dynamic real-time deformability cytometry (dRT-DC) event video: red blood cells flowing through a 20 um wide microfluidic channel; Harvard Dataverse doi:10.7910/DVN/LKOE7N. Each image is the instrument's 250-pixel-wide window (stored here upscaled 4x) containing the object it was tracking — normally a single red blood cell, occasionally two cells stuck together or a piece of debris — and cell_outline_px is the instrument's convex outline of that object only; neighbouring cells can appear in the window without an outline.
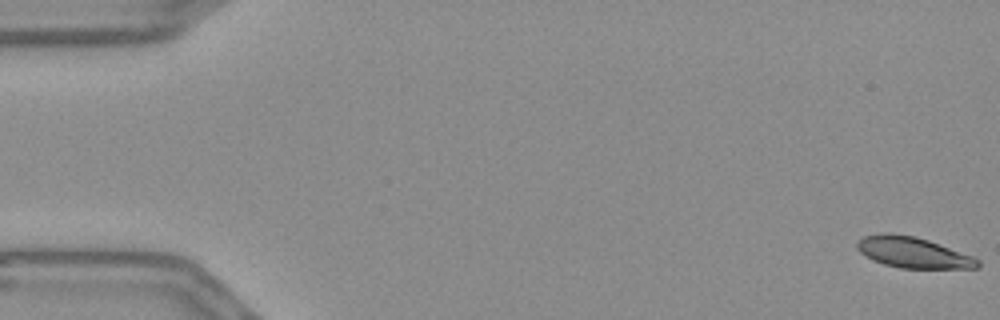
{"species": "Egyptian fruit bat (a non-hibernating species)", "species_latin": "Rousettus aegyptiacus", "temperature_condition": "warm", "stored_images_in_passage": 56, "camera_frame_rate_fps": 3000, "um_per_image_px": 0.085, "frame": {"image": 1, "passage_image": 1, "time_ms": 0.0, "image_size_px": [1000, 320], "cell_outline_px": [[980, 268], [900, 268], [884, 264], [872, 260], [860, 252], [856, 248], [856, 244], [864, 236], [880, 232], [892, 232], [916, 236], [928, 240], [972, 256], [980, 260]], "centroid_in_image_um": [77.58, 21.45], "position_along_channel_um": 7.4, "area_um2": 21.79}}
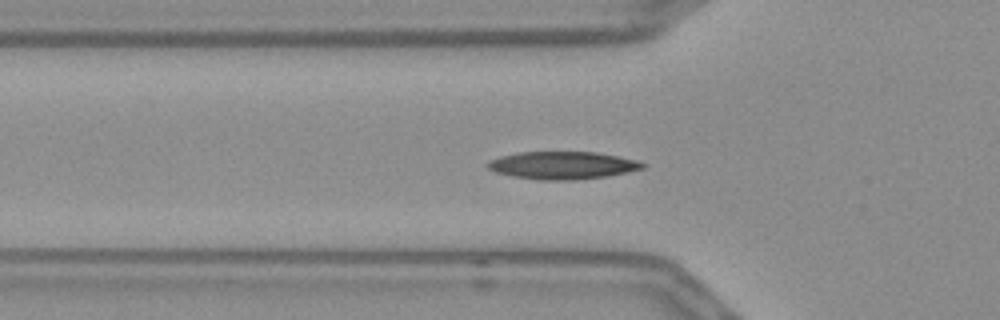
{"frame": {"image": 2, "passage_image": 19, "time_ms": 6.0, "image_size_px": [1000, 320], "cell_outline_px": [[648, 164], [644, 168], [628, 172], [608, 176], [572, 180], [540, 180], [512, 176], [496, 172], [488, 168], [488, 160], [500, 156], [516, 152], [596, 152], [636, 160]], "centroid_in_image_um": [47.82, 14.05], "position_along_channel_um": 78.0, "area_um2": 24.97}}
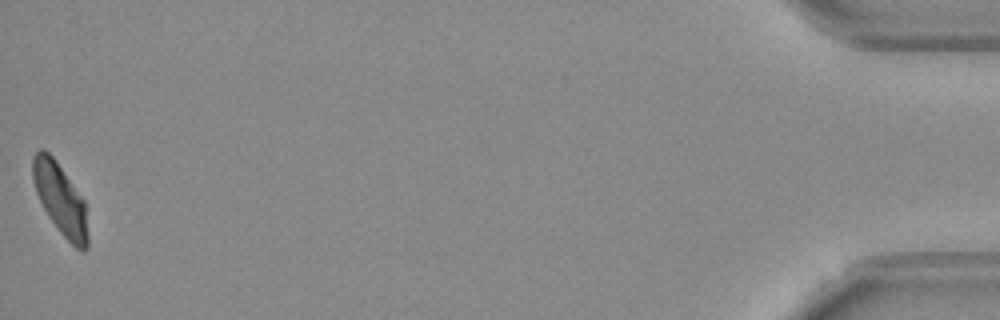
{"frame": {"image": 3, "passage_image": 56, "time_ms": 18.333, "image_size_px": [1000, 320], "cell_outline_px": [[88, 248], [84, 252], [80, 252], [60, 232], [48, 216], [36, 192], [32, 180], [32, 156], [40, 148], [44, 148], [56, 160], [84, 200], [88, 236]], "centroid_in_image_um": [5.12, 16.92], "position_along_channel_um": 430.1, "area_um2": 22.83}, "authors_computed_cell_mechanics": {"area_um2": 23.7269, "velocity_mm_per_s": 3.6409, "shape_relaxation_time_tau1_ms": 3.4941, "shape_relaxation_time_tau2_ms": 2.4618, "deformation_change_tau1": 0.1348, "deformation_change_tau2": 0.0737}}